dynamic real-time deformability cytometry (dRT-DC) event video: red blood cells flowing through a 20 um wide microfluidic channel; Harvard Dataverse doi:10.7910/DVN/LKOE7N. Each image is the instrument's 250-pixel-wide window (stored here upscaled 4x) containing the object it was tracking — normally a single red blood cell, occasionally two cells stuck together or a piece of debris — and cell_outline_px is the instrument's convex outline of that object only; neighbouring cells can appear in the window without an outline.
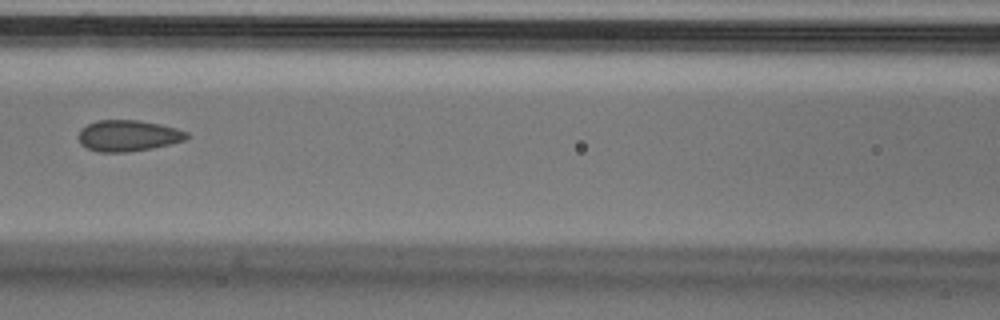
{"species": "Egyptian fruit bat (a non-hibernating species)", "species_latin": "Rousettus aegyptiacus", "temperature_condition": "cold", "stored_images_in_passage": 6, "camera_frame_rate_fps": 3000, "um_per_image_px": 0.085, "animal": {"sex": "male"}, "frame": {"image": 1, "passage_image": 6, "time_ms": 1.667, "image_size_px": [1000, 320], "cell_outline_px": [[192, 136], [184, 140], [152, 148], [124, 152], [100, 152], [88, 148], [80, 144], [80, 128], [96, 120], [140, 120], [160, 124], [176, 128], [188, 132]], "centroid_in_image_um": [10.91, 11.52], "position_along_channel_um": 155.7, "area_um2": 19.59}}